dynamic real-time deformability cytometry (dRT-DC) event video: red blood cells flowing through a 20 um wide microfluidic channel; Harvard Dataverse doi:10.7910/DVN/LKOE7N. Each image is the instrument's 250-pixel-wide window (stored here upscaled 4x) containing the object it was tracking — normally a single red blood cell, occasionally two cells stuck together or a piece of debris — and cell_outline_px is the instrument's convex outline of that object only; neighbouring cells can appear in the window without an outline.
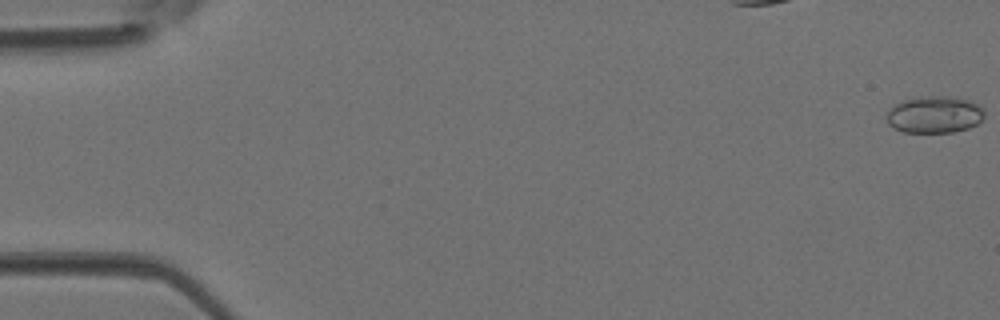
{"species": "Egyptian fruit bat (a non-hibernating species)", "species_latin": "Rousettus aegyptiacus", "temperature_condition": "room temperature", "stored_images_in_passage": 13, "camera_frame_rate_fps": 3000, "um_per_image_px": 0.085, "animal": {"sex": "female"}, "frame": {"image": 1, "passage_image": 1, "time_ms": 0.0, "image_size_px": [1000, 320], "cell_outline_px": [[984, 116], [976, 124], [968, 128], [952, 132], [904, 132], [892, 128], [888, 124], [884, 112], [900, 100], [920, 96], [948, 96], [968, 100], [980, 104], [984, 108]], "centroid_in_image_um": [79.38, 9.72], "position_along_channel_um": 5.6, "area_um2": 21.44}}